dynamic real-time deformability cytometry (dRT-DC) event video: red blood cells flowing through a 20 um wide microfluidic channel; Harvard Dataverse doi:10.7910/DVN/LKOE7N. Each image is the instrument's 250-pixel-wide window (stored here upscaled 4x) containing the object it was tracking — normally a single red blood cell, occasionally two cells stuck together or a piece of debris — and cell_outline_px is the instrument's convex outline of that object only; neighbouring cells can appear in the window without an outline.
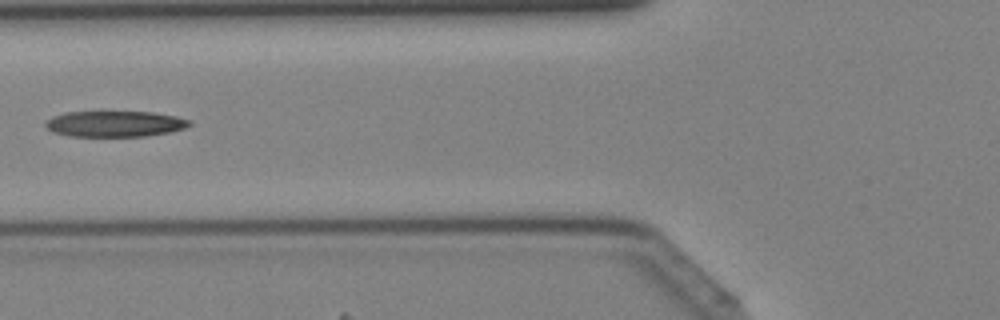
{"species": "Egyptian fruit bat (a non-hibernating species)", "species_latin": "Rousettus aegyptiacus", "temperature_condition": "cold", "stored_images_in_passage": 42, "camera_frame_rate_fps": 3000, "um_per_image_px": 0.085, "animal": {"sex": "female"}, "frame": {"image": 1, "passage_image": 16, "time_ms": 5.0, "image_size_px": [1000, 320], "cell_outline_px": [[192, 124], [184, 128], [172, 132], [148, 136], [68, 136], [52, 132], [44, 124], [44, 120], [52, 116], [64, 112], [152, 112], [176, 116], [192, 120]], "centroid_in_image_um": [9.76, 10.53], "position_along_channel_um": 116.0, "area_um2": 21.96}}
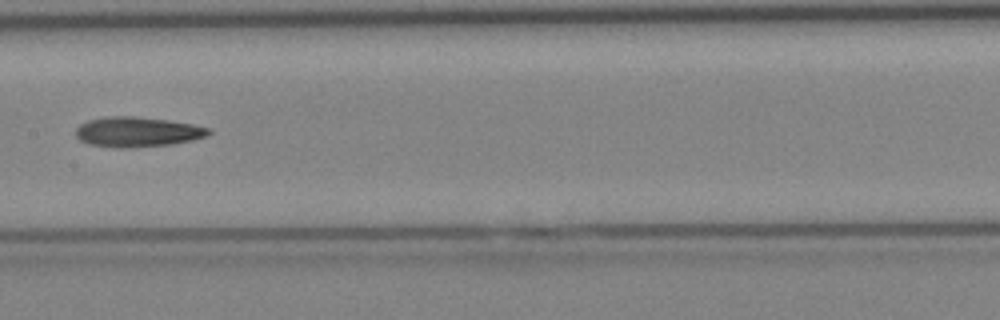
{"frame": {"image": 2, "passage_image": 21, "time_ms": 6.667, "image_size_px": [1000, 320], "cell_outline_px": [[212, 132], [208, 136], [192, 140], [172, 144], [132, 148], [112, 148], [88, 144], [80, 140], [76, 136], [76, 128], [80, 124], [88, 120], [104, 116], [132, 116], [168, 120], [192, 124], [212, 128]], "centroid_in_image_um": [11.68, 11.22], "position_along_channel_um": 195.7, "area_um2": 23.58}}
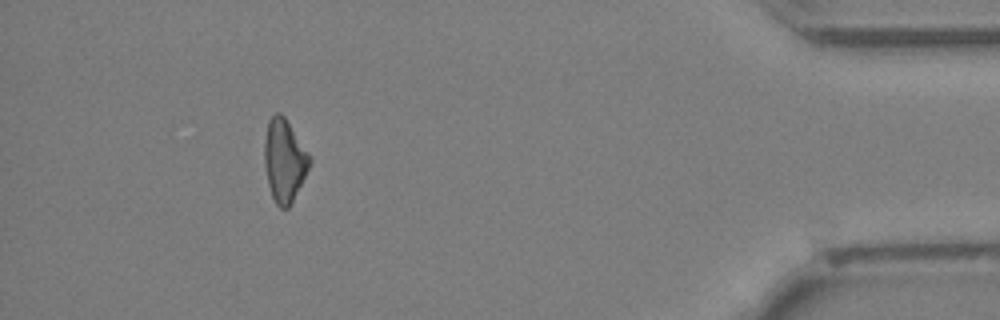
{"frame": {"image": 3, "passage_image": 38, "time_ms": 12.333, "image_size_px": [1000, 320], "cell_outline_px": [[312, 160], [288, 208], [280, 208], [276, 204], [272, 196], [268, 184], [264, 164], [264, 140], [268, 120], [276, 112], [280, 112], [284, 116], [308, 152]], "centroid_in_image_um": [24.14, 13.61], "position_along_channel_um": 411.1, "area_um2": 21.44}}